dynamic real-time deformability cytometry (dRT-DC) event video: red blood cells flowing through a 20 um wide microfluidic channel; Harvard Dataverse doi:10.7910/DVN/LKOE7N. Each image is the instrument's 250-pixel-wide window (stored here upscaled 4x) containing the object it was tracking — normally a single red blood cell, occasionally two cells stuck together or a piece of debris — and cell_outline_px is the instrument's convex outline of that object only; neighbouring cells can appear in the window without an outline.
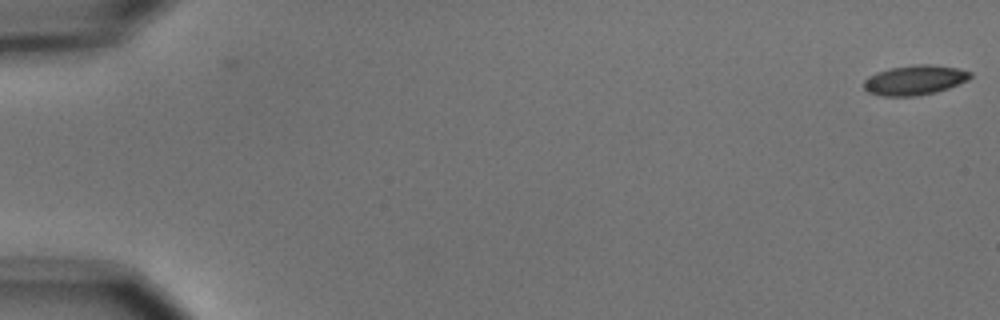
{"species": "common noctule bat (a hibernating species)", "species_latin": "Nyctalus noctula", "temperature_condition": "cold", "stored_images_in_passage": 4, "camera_frame_rate_fps": 3000, "um_per_image_px": 0.085, "animal": {"sex": "male", "body_mass_g": 15.6}, "frame": {"image": 1, "passage_image": 1, "time_ms": 0.0, "image_size_px": [1000, 320], "cell_outline_px": [[972, 76], [968, 80], [948, 88], [936, 92], [916, 96], [880, 96], [868, 92], [864, 88], [864, 80], [868, 76], [876, 72], [892, 68], [916, 64], [928, 64], [956, 68], [972, 72]], "centroid_in_image_um": [77.74, 6.81], "position_along_channel_um": 7.3, "area_um2": 18.44}}